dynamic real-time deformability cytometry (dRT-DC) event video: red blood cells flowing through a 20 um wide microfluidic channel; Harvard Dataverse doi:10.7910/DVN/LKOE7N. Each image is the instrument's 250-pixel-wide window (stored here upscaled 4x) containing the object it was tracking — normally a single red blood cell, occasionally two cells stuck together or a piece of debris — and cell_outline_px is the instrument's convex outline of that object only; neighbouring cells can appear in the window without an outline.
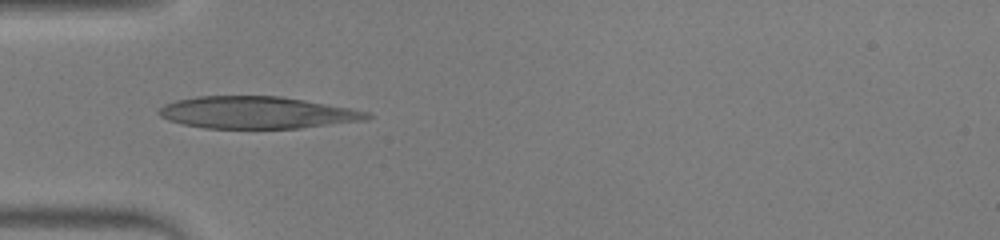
{"species": "human", "species_latin": "Homo sapiens", "temperature_condition": "warm", "stored_images_in_passage": 33, "camera_frame_rate_fps": 3000, "um_per_image_px": 0.085, "donor": {"sex": "male"}, "frame": {"image": 1, "passage_image": 1, "time_ms": 0.0, "image_size_px": [1000, 240], "cell_outline_px": [[376, 116], [368, 120], [300, 128], [204, 128], [184, 124], [168, 120], [160, 116], [156, 112], [164, 104], [176, 100], [196, 96], [280, 96], [352, 108], [368, 112]], "centroid_in_image_um": [21.87, 9.57], "position_along_channel_um": 63.1, "area_um2": 39.07}}
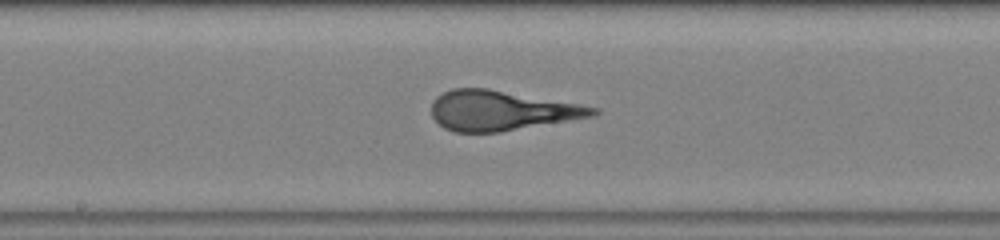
{"frame": {"image": 2, "passage_image": 11, "time_ms": 3.333, "image_size_px": [1000, 240], "cell_outline_px": [[600, 112], [592, 116], [500, 132], [452, 132], [444, 128], [432, 116], [432, 100], [436, 96], [452, 88], [488, 88], [580, 104], [600, 108]], "centroid_in_image_um": [42.59, 9.39], "position_along_channel_um": 205.6, "area_um2": 37.4}}
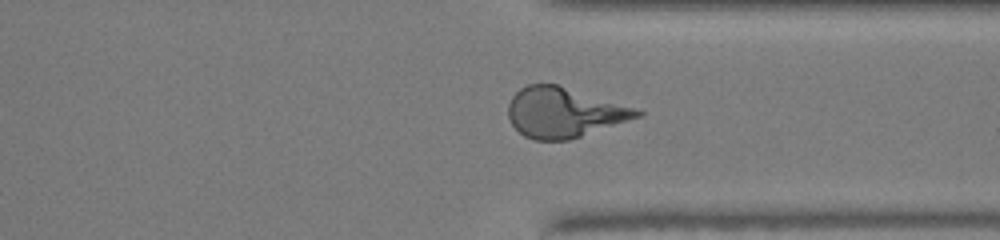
{"frame": {"image": 3, "passage_image": 22, "time_ms": 7.0, "image_size_px": [1000, 240], "cell_outline_px": [[644, 116], [568, 140], [532, 140], [524, 136], [512, 124], [508, 116], [508, 104], [512, 96], [520, 88], [528, 84], [556, 84], [632, 108], [644, 112]], "centroid_in_image_um": [47.9, 9.58], "position_along_channel_um": 363.5, "area_um2": 36.99}}